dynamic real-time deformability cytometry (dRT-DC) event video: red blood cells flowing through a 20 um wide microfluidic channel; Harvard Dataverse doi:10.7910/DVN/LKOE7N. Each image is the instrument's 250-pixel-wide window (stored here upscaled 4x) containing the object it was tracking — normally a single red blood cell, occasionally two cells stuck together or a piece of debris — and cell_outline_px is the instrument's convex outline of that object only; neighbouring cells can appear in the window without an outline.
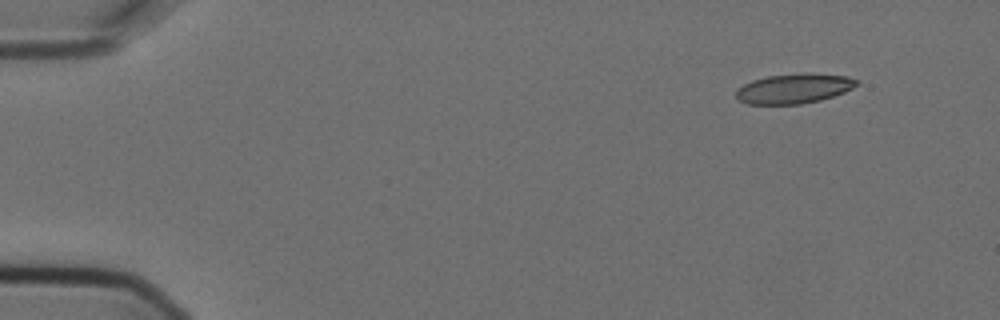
{"species": "Egyptian fruit bat (a non-hibernating species)", "species_latin": "Rousettus aegyptiacus", "temperature_condition": "cold", "stored_images_in_passage": 11, "camera_frame_rate_fps": 3000, "um_per_image_px": 0.085, "animal": {"sex": "female"}, "frame": {"image": 1, "passage_image": 2, "time_ms": 0.333, "image_size_px": [1000, 320], "cell_outline_px": [[860, 84], [844, 92], [820, 100], [800, 104], [748, 104], [736, 100], [736, 92], [744, 84], [752, 80], [768, 76], [804, 72], [812, 72], [848, 76], [860, 80]], "centroid_in_image_um": [67.53, 7.51], "position_along_channel_um": 17.5, "area_um2": 21.21}}
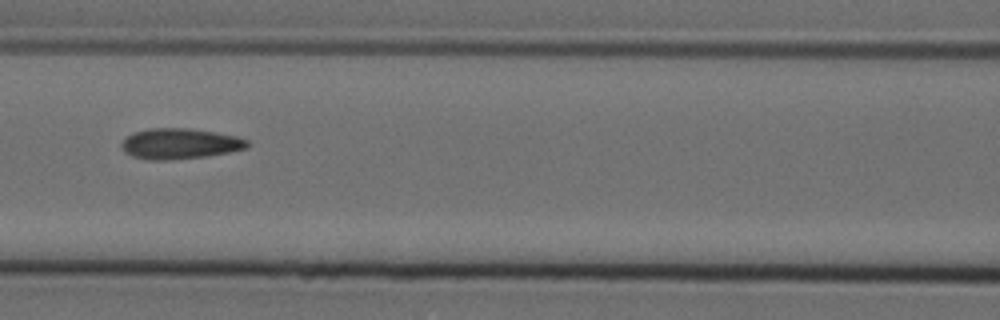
{"frame": {"image": 2, "passage_image": 7, "time_ms": 2.0, "image_size_px": [1000, 320], "cell_outline_px": [[248, 148], [208, 156], [172, 160], [148, 160], [132, 156], [124, 152], [120, 144], [132, 132], [148, 128], [188, 128], [216, 132], [236, 136], [248, 140]], "centroid_in_image_um": [15.27, 12.21], "position_along_channel_um": 151.3, "area_um2": 22.6}}
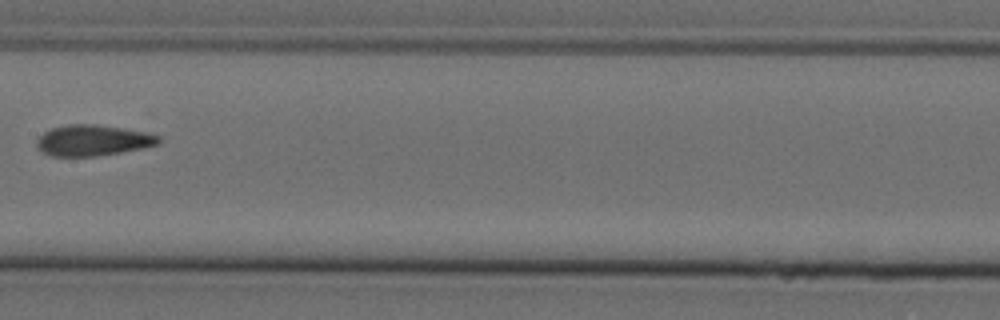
{"frame": {"image": 3, "passage_image": 8, "time_ms": 2.333, "image_size_px": [1000, 320], "cell_outline_px": [[160, 144], [144, 148], [96, 156], [52, 156], [36, 148], [36, 140], [44, 132], [52, 128], [68, 124], [96, 124], [124, 128], [148, 132], [160, 136]], "centroid_in_image_um": [7.92, 11.92], "position_along_channel_um": 199.5, "area_um2": 22.08}}